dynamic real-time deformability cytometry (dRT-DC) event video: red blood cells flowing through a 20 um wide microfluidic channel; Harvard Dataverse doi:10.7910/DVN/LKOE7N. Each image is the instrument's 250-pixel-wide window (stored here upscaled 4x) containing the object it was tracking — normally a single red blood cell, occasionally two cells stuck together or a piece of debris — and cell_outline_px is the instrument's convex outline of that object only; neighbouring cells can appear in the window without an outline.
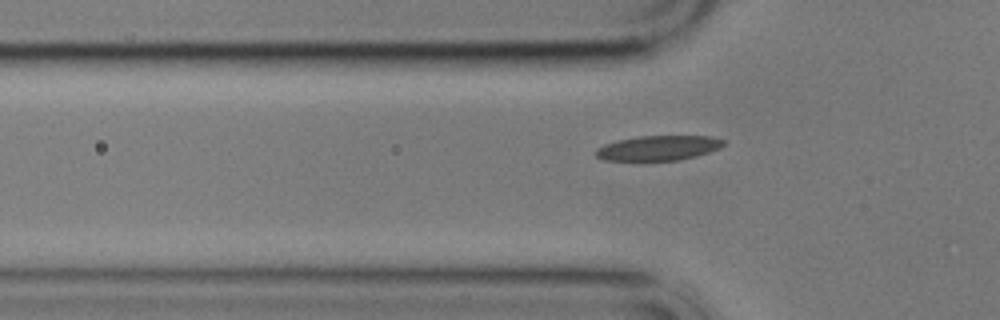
{"species": "common noctule bat (a hibernating species)", "species_latin": "Nyctalus noctula", "temperature_condition": "cold", "stored_images_in_passage": 6, "segment_of_instrument_passage": [2, 2], "camera_frame_rate_fps": 3000, "um_per_image_px": 0.085, "animal": {"sex": "male", "body_mass_g": 17.9}, "frame": {"image": 1, "passage_image": 6, "time_ms": 6.0, "image_size_px": [1000, 320], "cell_outline_px": [[724, 144], [720, 148], [696, 156], [676, 160], [604, 160], [596, 156], [596, 148], [604, 144], [616, 140], [636, 136], [712, 136], [724, 140]], "centroid_in_image_um": [55.94, 12.56], "position_along_channel_um": 69.9, "area_um2": 18.44}}